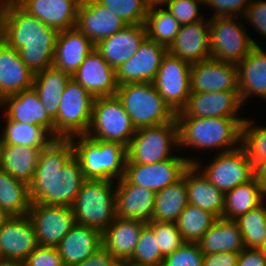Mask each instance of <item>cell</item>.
I'll list each match as a JSON object with an SVG mask.
<instances>
[{
  "label": "cell",
  "instance_id": "1",
  "mask_svg": "<svg viewBox=\"0 0 266 266\" xmlns=\"http://www.w3.org/2000/svg\"><path fill=\"white\" fill-rule=\"evenodd\" d=\"M86 181L69 138H54L40 152L32 182L30 202L71 207Z\"/></svg>",
  "mask_w": 266,
  "mask_h": 266
},
{
  "label": "cell",
  "instance_id": "61",
  "mask_svg": "<svg viewBox=\"0 0 266 266\" xmlns=\"http://www.w3.org/2000/svg\"><path fill=\"white\" fill-rule=\"evenodd\" d=\"M263 250L266 251V237H265V240H264Z\"/></svg>",
  "mask_w": 266,
  "mask_h": 266
},
{
  "label": "cell",
  "instance_id": "14",
  "mask_svg": "<svg viewBox=\"0 0 266 266\" xmlns=\"http://www.w3.org/2000/svg\"><path fill=\"white\" fill-rule=\"evenodd\" d=\"M38 246L57 248L76 224L72 207L32 203L28 211Z\"/></svg>",
  "mask_w": 266,
  "mask_h": 266
},
{
  "label": "cell",
  "instance_id": "29",
  "mask_svg": "<svg viewBox=\"0 0 266 266\" xmlns=\"http://www.w3.org/2000/svg\"><path fill=\"white\" fill-rule=\"evenodd\" d=\"M102 246V233L92 227L75 224L57 249L65 266L81 263Z\"/></svg>",
  "mask_w": 266,
  "mask_h": 266
},
{
  "label": "cell",
  "instance_id": "10",
  "mask_svg": "<svg viewBox=\"0 0 266 266\" xmlns=\"http://www.w3.org/2000/svg\"><path fill=\"white\" fill-rule=\"evenodd\" d=\"M136 128L117 96L94 99L92 119L86 135L90 138L119 142L128 147Z\"/></svg>",
  "mask_w": 266,
  "mask_h": 266
},
{
  "label": "cell",
  "instance_id": "9",
  "mask_svg": "<svg viewBox=\"0 0 266 266\" xmlns=\"http://www.w3.org/2000/svg\"><path fill=\"white\" fill-rule=\"evenodd\" d=\"M62 98L54 121V138H69L88 132L94 97L74 79H70L61 94Z\"/></svg>",
  "mask_w": 266,
  "mask_h": 266
},
{
  "label": "cell",
  "instance_id": "57",
  "mask_svg": "<svg viewBox=\"0 0 266 266\" xmlns=\"http://www.w3.org/2000/svg\"><path fill=\"white\" fill-rule=\"evenodd\" d=\"M0 266H24V265L20 261L1 259Z\"/></svg>",
  "mask_w": 266,
  "mask_h": 266
},
{
  "label": "cell",
  "instance_id": "31",
  "mask_svg": "<svg viewBox=\"0 0 266 266\" xmlns=\"http://www.w3.org/2000/svg\"><path fill=\"white\" fill-rule=\"evenodd\" d=\"M146 224L141 220L116 217L102 233V246L115 259H130L135 252L140 232Z\"/></svg>",
  "mask_w": 266,
  "mask_h": 266
},
{
  "label": "cell",
  "instance_id": "32",
  "mask_svg": "<svg viewBox=\"0 0 266 266\" xmlns=\"http://www.w3.org/2000/svg\"><path fill=\"white\" fill-rule=\"evenodd\" d=\"M203 254L232 252L245 249L243 236L236 220L217 218L197 242Z\"/></svg>",
  "mask_w": 266,
  "mask_h": 266
},
{
  "label": "cell",
  "instance_id": "54",
  "mask_svg": "<svg viewBox=\"0 0 266 266\" xmlns=\"http://www.w3.org/2000/svg\"><path fill=\"white\" fill-rule=\"evenodd\" d=\"M255 176L261 189L266 188V161L255 168Z\"/></svg>",
  "mask_w": 266,
  "mask_h": 266
},
{
  "label": "cell",
  "instance_id": "36",
  "mask_svg": "<svg viewBox=\"0 0 266 266\" xmlns=\"http://www.w3.org/2000/svg\"><path fill=\"white\" fill-rule=\"evenodd\" d=\"M261 204V188L256 176L225 193L223 218L236 220Z\"/></svg>",
  "mask_w": 266,
  "mask_h": 266
},
{
  "label": "cell",
  "instance_id": "16",
  "mask_svg": "<svg viewBox=\"0 0 266 266\" xmlns=\"http://www.w3.org/2000/svg\"><path fill=\"white\" fill-rule=\"evenodd\" d=\"M191 93L238 91V68L231 62L207 59L191 64Z\"/></svg>",
  "mask_w": 266,
  "mask_h": 266
},
{
  "label": "cell",
  "instance_id": "38",
  "mask_svg": "<svg viewBox=\"0 0 266 266\" xmlns=\"http://www.w3.org/2000/svg\"><path fill=\"white\" fill-rule=\"evenodd\" d=\"M5 126L1 130L2 144H15L45 148L54 137L42 126L21 123L5 117Z\"/></svg>",
  "mask_w": 266,
  "mask_h": 266
},
{
  "label": "cell",
  "instance_id": "48",
  "mask_svg": "<svg viewBox=\"0 0 266 266\" xmlns=\"http://www.w3.org/2000/svg\"><path fill=\"white\" fill-rule=\"evenodd\" d=\"M204 5L210 7L213 11L212 16L214 17H243L247 6L253 0H203Z\"/></svg>",
  "mask_w": 266,
  "mask_h": 266
},
{
  "label": "cell",
  "instance_id": "12",
  "mask_svg": "<svg viewBox=\"0 0 266 266\" xmlns=\"http://www.w3.org/2000/svg\"><path fill=\"white\" fill-rule=\"evenodd\" d=\"M196 159L176 155L154 164L126 163L122 179L128 184H135L156 193L180 180L184 171L194 164Z\"/></svg>",
  "mask_w": 266,
  "mask_h": 266
},
{
  "label": "cell",
  "instance_id": "52",
  "mask_svg": "<svg viewBox=\"0 0 266 266\" xmlns=\"http://www.w3.org/2000/svg\"><path fill=\"white\" fill-rule=\"evenodd\" d=\"M237 259L238 254L232 252L204 254L203 266H236Z\"/></svg>",
  "mask_w": 266,
  "mask_h": 266
},
{
  "label": "cell",
  "instance_id": "55",
  "mask_svg": "<svg viewBox=\"0 0 266 266\" xmlns=\"http://www.w3.org/2000/svg\"><path fill=\"white\" fill-rule=\"evenodd\" d=\"M132 264L129 259H114L110 266H131Z\"/></svg>",
  "mask_w": 266,
  "mask_h": 266
},
{
  "label": "cell",
  "instance_id": "49",
  "mask_svg": "<svg viewBox=\"0 0 266 266\" xmlns=\"http://www.w3.org/2000/svg\"><path fill=\"white\" fill-rule=\"evenodd\" d=\"M24 266H65L57 248L37 246L23 262Z\"/></svg>",
  "mask_w": 266,
  "mask_h": 266
},
{
  "label": "cell",
  "instance_id": "47",
  "mask_svg": "<svg viewBox=\"0 0 266 266\" xmlns=\"http://www.w3.org/2000/svg\"><path fill=\"white\" fill-rule=\"evenodd\" d=\"M204 254L198 243L184 242L164 258L166 266H203Z\"/></svg>",
  "mask_w": 266,
  "mask_h": 266
},
{
  "label": "cell",
  "instance_id": "11",
  "mask_svg": "<svg viewBox=\"0 0 266 266\" xmlns=\"http://www.w3.org/2000/svg\"><path fill=\"white\" fill-rule=\"evenodd\" d=\"M200 163L197 159L194 165L224 194L255 176L254 165L241 145L234 150L215 154L213 160L204 167Z\"/></svg>",
  "mask_w": 266,
  "mask_h": 266
},
{
  "label": "cell",
  "instance_id": "42",
  "mask_svg": "<svg viewBox=\"0 0 266 266\" xmlns=\"http://www.w3.org/2000/svg\"><path fill=\"white\" fill-rule=\"evenodd\" d=\"M253 121L251 118H246L242 125L241 146L256 168L260 163L266 161V126H255Z\"/></svg>",
  "mask_w": 266,
  "mask_h": 266
},
{
  "label": "cell",
  "instance_id": "23",
  "mask_svg": "<svg viewBox=\"0 0 266 266\" xmlns=\"http://www.w3.org/2000/svg\"><path fill=\"white\" fill-rule=\"evenodd\" d=\"M29 15L58 32L74 28L81 0H14Z\"/></svg>",
  "mask_w": 266,
  "mask_h": 266
},
{
  "label": "cell",
  "instance_id": "2",
  "mask_svg": "<svg viewBox=\"0 0 266 266\" xmlns=\"http://www.w3.org/2000/svg\"><path fill=\"white\" fill-rule=\"evenodd\" d=\"M58 31L29 15L14 0L0 5V39L18 50L25 65L36 74L53 66Z\"/></svg>",
  "mask_w": 266,
  "mask_h": 266
},
{
  "label": "cell",
  "instance_id": "17",
  "mask_svg": "<svg viewBox=\"0 0 266 266\" xmlns=\"http://www.w3.org/2000/svg\"><path fill=\"white\" fill-rule=\"evenodd\" d=\"M242 106L239 91L190 93L185 107L176 117H239Z\"/></svg>",
  "mask_w": 266,
  "mask_h": 266
},
{
  "label": "cell",
  "instance_id": "41",
  "mask_svg": "<svg viewBox=\"0 0 266 266\" xmlns=\"http://www.w3.org/2000/svg\"><path fill=\"white\" fill-rule=\"evenodd\" d=\"M245 248L263 249L266 237V212L260 204L236 219Z\"/></svg>",
  "mask_w": 266,
  "mask_h": 266
},
{
  "label": "cell",
  "instance_id": "45",
  "mask_svg": "<svg viewBox=\"0 0 266 266\" xmlns=\"http://www.w3.org/2000/svg\"><path fill=\"white\" fill-rule=\"evenodd\" d=\"M147 225L153 230L164 258L184 243L176 223L151 220Z\"/></svg>",
  "mask_w": 266,
  "mask_h": 266
},
{
  "label": "cell",
  "instance_id": "26",
  "mask_svg": "<svg viewBox=\"0 0 266 266\" xmlns=\"http://www.w3.org/2000/svg\"><path fill=\"white\" fill-rule=\"evenodd\" d=\"M94 49L92 41L76 27L59 31L53 66L73 76L86 56Z\"/></svg>",
  "mask_w": 266,
  "mask_h": 266
},
{
  "label": "cell",
  "instance_id": "18",
  "mask_svg": "<svg viewBox=\"0 0 266 266\" xmlns=\"http://www.w3.org/2000/svg\"><path fill=\"white\" fill-rule=\"evenodd\" d=\"M128 24L97 0H81L75 27L94 45L124 29Z\"/></svg>",
  "mask_w": 266,
  "mask_h": 266
},
{
  "label": "cell",
  "instance_id": "53",
  "mask_svg": "<svg viewBox=\"0 0 266 266\" xmlns=\"http://www.w3.org/2000/svg\"><path fill=\"white\" fill-rule=\"evenodd\" d=\"M114 259L115 258L101 246L93 255H90L81 263L73 266H110Z\"/></svg>",
  "mask_w": 266,
  "mask_h": 266
},
{
  "label": "cell",
  "instance_id": "44",
  "mask_svg": "<svg viewBox=\"0 0 266 266\" xmlns=\"http://www.w3.org/2000/svg\"><path fill=\"white\" fill-rule=\"evenodd\" d=\"M128 25L143 24L149 9L148 0H97Z\"/></svg>",
  "mask_w": 266,
  "mask_h": 266
},
{
  "label": "cell",
  "instance_id": "20",
  "mask_svg": "<svg viewBox=\"0 0 266 266\" xmlns=\"http://www.w3.org/2000/svg\"><path fill=\"white\" fill-rule=\"evenodd\" d=\"M167 51L190 64L210 59L209 20L181 25Z\"/></svg>",
  "mask_w": 266,
  "mask_h": 266
},
{
  "label": "cell",
  "instance_id": "58",
  "mask_svg": "<svg viewBox=\"0 0 266 266\" xmlns=\"http://www.w3.org/2000/svg\"><path fill=\"white\" fill-rule=\"evenodd\" d=\"M169 0H148L150 6H163Z\"/></svg>",
  "mask_w": 266,
  "mask_h": 266
},
{
  "label": "cell",
  "instance_id": "25",
  "mask_svg": "<svg viewBox=\"0 0 266 266\" xmlns=\"http://www.w3.org/2000/svg\"><path fill=\"white\" fill-rule=\"evenodd\" d=\"M116 217L148 223L153 215L156 193L144 187L116 181Z\"/></svg>",
  "mask_w": 266,
  "mask_h": 266
},
{
  "label": "cell",
  "instance_id": "22",
  "mask_svg": "<svg viewBox=\"0 0 266 266\" xmlns=\"http://www.w3.org/2000/svg\"><path fill=\"white\" fill-rule=\"evenodd\" d=\"M5 116L13 121L40 125L54 137V121L46 110L34 88L4 97L0 101Z\"/></svg>",
  "mask_w": 266,
  "mask_h": 266
},
{
  "label": "cell",
  "instance_id": "5",
  "mask_svg": "<svg viewBox=\"0 0 266 266\" xmlns=\"http://www.w3.org/2000/svg\"><path fill=\"white\" fill-rule=\"evenodd\" d=\"M116 96L136 129L162 125L176 117L152 82L121 84Z\"/></svg>",
  "mask_w": 266,
  "mask_h": 266
},
{
  "label": "cell",
  "instance_id": "50",
  "mask_svg": "<svg viewBox=\"0 0 266 266\" xmlns=\"http://www.w3.org/2000/svg\"><path fill=\"white\" fill-rule=\"evenodd\" d=\"M243 20L255 27V32L266 37V1L253 0L246 8Z\"/></svg>",
  "mask_w": 266,
  "mask_h": 266
},
{
  "label": "cell",
  "instance_id": "46",
  "mask_svg": "<svg viewBox=\"0 0 266 266\" xmlns=\"http://www.w3.org/2000/svg\"><path fill=\"white\" fill-rule=\"evenodd\" d=\"M203 4V0H169L164 5L175 19L181 24H189L193 22H199L205 17L200 13V6Z\"/></svg>",
  "mask_w": 266,
  "mask_h": 266
},
{
  "label": "cell",
  "instance_id": "43",
  "mask_svg": "<svg viewBox=\"0 0 266 266\" xmlns=\"http://www.w3.org/2000/svg\"><path fill=\"white\" fill-rule=\"evenodd\" d=\"M139 266H159L163 264L164 257L158 247L157 238L153 230L146 224L139 235L137 246L129 259Z\"/></svg>",
  "mask_w": 266,
  "mask_h": 266
},
{
  "label": "cell",
  "instance_id": "34",
  "mask_svg": "<svg viewBox=\"0 0 266 266\" xmlns=\"http://www.w3.org/2000/svg\"><path fill=\"white\" fill-rule=\"evenodd\" d=\"M42 149L34 146L3 144L1 170L29 185L33 180Z\"/></svg>",
  "mask_w": 266,
  "mask_h": 266
},
{
  "label": "cell",
  "instance_id": "15",
  "mask_svg": "<svg viewBox=\"0 0 266 266\" xmlns=\"http://www.w3.org/2000/svg\"><path fill=\"white\" fill-rule=\"evenodd\" d=\"M167 52V47L146 37L137 52L116 69L118 84L153 82Z\"/></svg>",
  "mask_w": 266,
  "mask_h": 266
},
{
  "label": "cell",
  "instance_id": "28",
  "mask_svg": "<svg viewBox=\"0 0 266 266\" xmlns=\"http://www.w3.org/2000/svg\"><path fill=\"white\" fill-rule=\"evenodd\" d=\"M238 91L244 105L253 95L266 99V52L259 45L237 64Z\"/></svg>",
  "mask_w": 266,
  "mask_h": 266
},
{
  "label": "cell",
  "instance_id": "8",
  "mask_svg": "<svg viewBox=\"0 0 266 266\" xmlns=\"http://www.w3.org/2000/svg\"><path fill=\"white\" fill-rule=\"evenodd\" d=\"M209 19L210 58L238 64L259 42L248 34L238 17ZM238 19V20H237ZM239 21V22H237Z\"/></svg>",
  "mask_w": 266,
  "mask_h": 266
},
{
  "label": "cell",
  "instance_id": "6",
  "mask_svg": "<svg viewBox=\"0 0 266 266\" xmlns=\"http://www.w3.org/2000/svg\"><path fill=\"white\" fill-rule=\"evenodd\" d=\"M115 198V181L86 180L71 206L75 222L103 233L116 218Z\"/></svg>",
  "mask_w": 266,
  "mask_h": 266
},
{
  "label": "cell",
  "instance_id": "7",
  "mask_svg": "<svg viewBox=\"0 0 266 266\" xmlns=\"http://www.w3.org/2000/svg\"><path fill=\"white\" fill-rule=\"evenodd\" d=\"M173 147H177L174 152L179 151L176 117L162 125L136 129L127 147L126 163L154 164L170 159L176 156Z\"/></svg>",
  "mask_w": 266,
  "mask_h": 266
},
{
  "label": "cell",
  "instance_id": "24",
  "mask_svg": "<svg viewBox=\"0 0 266 266\" xmlns=\"http://www.w3.org/2000/svg\"><path fill=\"white\" fill-rule=\"evenodd\" d=\"M146 37L145 23L127 25L121 31L98 42L95 49L111 67L117 69L137 52Z\"/></svg>",
  "mask_w": 266,
  "mask_h": 266
},
{
  "label": "cell",
  "instance_id": "3",
  "mask_svg": "<svg viewBox=\"0 0 266 266\" xmlns=\"http://www.w3.org/2000/svg\"><path fill=\"white\" fill-rule=\"evenodd\" d=\"M179 151L182 147L228 152L241 145L244 117H176ZM237 146V147H236Z\"/></svg>",
  "mask_w": 266,
  "mask_h": 266
},
{
  "label": "cell",
  "instance_id": "60",
  "mask_svg": "<svg viewBox=\"0 0 266 266\" xmlns=\"http://www.w3.org/2000/svg\"><path fill=\"white\" fill-rule=\"evenodd\" d=\"M2 141H1V138H0V169H1V166H2V158H3V154H2Z\"/></svg>",
  "mask_w": 266,
  "mask_h": 266
},
{
  "label": "cell",
  "instance_id": "33",
  "mask_svg": "<svg viewBox=\"0 0 266 266\" xmlns=\"http://www.w3.org/2000/svg\"><path fill=\"white\" fill-rule=\"evenodd\" d=\"M71 78L72 76L68 73L54 66L34 74L33 88L38 93L46 113L52 120L57 117L61 94Z\"/></svg>",
  "mask_w": 266,
  "mask_h": 266
},
{
  "label": "cell",
  "instance_id": "19",
  "mask_svg": "<svg viewBox=\"0 0 266 266\" xmlns=\"http://www.w3.org/2000/svg\"><path fill=\"white\" fill-rule=\"evenodd\" d=\"M72 79L85 88L94 98L116 96L118 82L116 69L111 67L94 49L90 52Z\"/></svg>",
  "mask_w": 266,
  "mask_h": 266
},
{
  "label": "cell",
  "instance_id": "59",
  "mask_svg": "<svg viewBox=\"0 0 266 266\" xmlns=\"http://www.w3.org/2000/svg\"><path fill=\"white\" fill-rule=\"evenodd\" d=\"M264 201H266V188L261 189V204L263 205V208L265 209L266 212V206L264 204Z\"/></svg>",
  "mask_w": 266,
  "mask_h": 266
},
{
  "label": "cell",
  "instance_id": "51",
  "mask_svg": "<svg viewBox=\"0 0 266 266\" xmlns=\"http://www.w3.org/2000/svg\"><path fill=\"white\" fill-rule=\"evenodd\" d=\"M236 266H266V251L256 248H245L238 254Z\"/></svg>",
  "mask_w": 266,
  "mask_h": 266
},
{
  "label": "cell",
  "instance_id": "27",
  "mask_svg": "<svg viewBox=\"0 0 266 266\" xmlns=\"http://www.w3.org/2000/svg\"><path fill=\"white\" fill-rule=\"evenodd\" d=\"M34 74L20 58L18 50L0 39V101L33 87Z\"/></svg>",
  "mask_w": 266,
  "mask_h": 266
},
{
  "label": "cell",
  "instance_id": "35",
  "mask_svg": "<svg viewBox=\"0 0 266 266\" xmlns=\"http://www.w3.org/2000/svg\"><path fill=\"white\" fill-rule=\"evenodd\" d=\"M187 204V186L182 177L176 183L156 192L151 220L176 223Z\"/></svg>",
  "mask_w": 266,
  "mask_h": 266
},
{
  "label": "cell",
  "instance_id": "4",
  "mask_svg": "<svg viewBox=\"0 0 266 266\" xmlns=\"http://www.w3.org/2000/svg\"><path fill=\"white\" fill-rule=\"evenodd\" d=\"M69 139L72 142L74 156L78 159L86 180H115L116 182L124 177L127 160L126 146L119 142L93 139L86 134L74 135Z\"/></svg>",
  "mask_w": 266,
  "mask_h": 266
},
{
  "label": "cell",
  "instance_id": "40",
  "mask_svg": "<svg viewBox=\"0 0 266 266\" xmlns=\"http://www.w3.org/2000/svg\"><path fill=\"white\" fill-rule=\"evenodd\" d=\"M216 219L212 213L188 203L180 213L176 226L184 242L197 243Z\"/></svg>",
  "mask_w": 266,
  "mask_h": 266
},
{
  "label": "cell",
  "instance_id": "37",
  "mask_svg": "<svg viewBox=\"0 0 266 266\" xmlns=\"http://www.w3.org/2000/svg\"><path fill=\"white\" fill-rule=\"evenodd\" d=\"M30 205L29 185L0 169V207L11 216H23Z\"/></svg>",
  "mask_w": 266,
  "mask_h": 266
},
{
  "label": "cell",
  "instance_id": "13",
  "mask_svg": "<svg viewBox=\"0 0 266 266\" xmlns=\"http://www.w3.org/2000/svg\"><path fill=\"white\" fill-rule=\"evenodd\" d=\"M190 72V63L167 52L152 82L175 114L185 107L191 93Z\"/></svg>",
  "mask_w": 266,
  "mask_h": 266
},
{
  "label": "cell",
  "instance_id": "39",
  "mask_svg": "<svg viewBox=\"0 0 266 266\" xmlns=\"http://www.w3.org/2000/svg\"><path fill=\"white\" fill-rule=\"evenodd\" d=\"M145 26L149 39L168 48L180 30L181 24L164 7L149 6Z\"/></svg>",
  "mask_w": 266,
  "mask_h": 266
},
{
  "label": "cell",
  "instance_id": "56",
  "mask_svg": "<svg viewBox=\"0 0 266 266\" xmlns=\"http://www.w3.org/2000/svg\"><path fill=\"white\" fill-rule=\"evenodd\" d=\"M10 217L11 215L0 207V230Z\"/></svg>",
  "mask_w": 266,
  "mask_h": 266
},
{
  "label": "cell",
  "instance_id": "21",
  "mask_svg": "<svg viewBox=\"0 0 266 266\" xmlns=\"http://www.w3.org/2000/svg\"><path fill=\"white\" fill-rule=\"evenodd\" d=\"M37 246L28 215L11 216L0 230L1 259L23 263Z\"/></svg>",
  "mask_w": 266,
  "mask_h": 266
},
{
  "label": "cell",
  "instance_id": "30",
  "mask_svg": "<svg viewBox=\"0 0 266 266\" xmlns=\"http://www.w3.org/2000/svg\"><path fill=\"white\" fill-rule=\"evenodd\" d=\"M187 186L188 203L223 217L225 194L216 188L204 174L191 164L183 173Z\"/></svg>",
  "mask_w": 266,
  "mask_h": 266
}]
</instances>
